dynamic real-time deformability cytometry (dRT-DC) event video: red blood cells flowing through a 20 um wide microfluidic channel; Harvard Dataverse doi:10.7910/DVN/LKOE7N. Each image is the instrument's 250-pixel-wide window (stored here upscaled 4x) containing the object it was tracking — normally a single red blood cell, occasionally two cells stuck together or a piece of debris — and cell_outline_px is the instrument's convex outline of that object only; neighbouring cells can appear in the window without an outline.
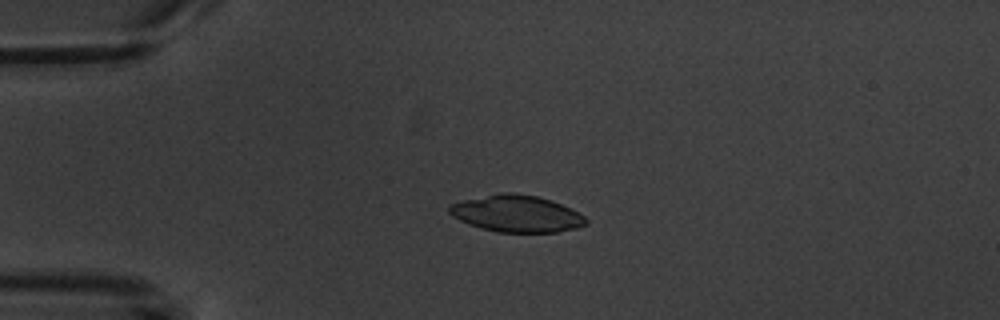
{"species": "common noctule bat (a hibernating species)", "species_latin": "Nyctalus noctula", "temperature_condition": "warm", "stored_images_in_passage": 9, "camera_frame_rate_fps": 3000, "um_per_image_px": 0.085, "animal": {"sex": "male", "body_mass_g": 20.1, "forearm_length_mm": 53.5}, "frame": {"image": 1, "passage_image": 4, "time_ms": 3.333, "image_size_px": [1000, 320], "cell_outline_px": [[588, 224], [576, 228], [556, 232], [496, 232], [468, 224], [452, 216], [448, 212], [448, 204], [464, 200], [500, 192], [512, 192], [536, 196], [560, 204], [584, 216], [588, 220]], "centroid_in_image_um": [43.87, 18.16], "position_along_channel_um": 41.1, "area_um2": 29.13}}